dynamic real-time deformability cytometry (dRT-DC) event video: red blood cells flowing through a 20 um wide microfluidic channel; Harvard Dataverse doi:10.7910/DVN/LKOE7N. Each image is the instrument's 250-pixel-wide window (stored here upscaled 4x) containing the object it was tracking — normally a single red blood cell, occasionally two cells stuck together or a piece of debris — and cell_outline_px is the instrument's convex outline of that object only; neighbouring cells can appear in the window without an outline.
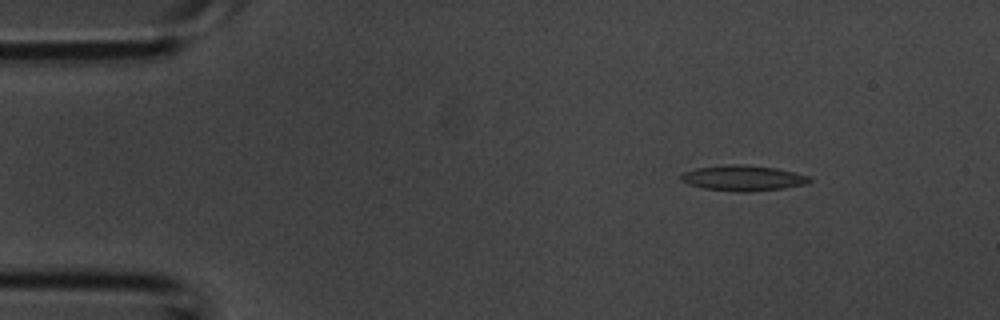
{"species": "common noctule bat (a hibernating species)", "species_latin": "Nyctalus noctula", "temperature_condition": "room temperature", "stored_images_in_passage": 4, "segment_of_instrument_passage": [2, 2], "camera_frame_rate_fps": 3000, "um_per_image_px": 0.085, "animal": {"sex": "male", "body_mass_g": 20.1, "forearm_length_mm": 53.5}, "frame": {"image": 1, "passage_image": 4, "time_ms": 1.0, "image_size_px": [1000, 320], "cell_outline_px": [[812, 180], [808, 184], [784, 188], [752, 192], [736, 192], [704, 188], [688, 184], [680, 180], [680, 172], [696, 168], [728, 164], [744, 164], [776, 168], [796, 172], [808, 176]], "centroid_in_image_um": [63.15, 15.13], "position_along_channel_um": 21.8, "area_um2": 19.42}}